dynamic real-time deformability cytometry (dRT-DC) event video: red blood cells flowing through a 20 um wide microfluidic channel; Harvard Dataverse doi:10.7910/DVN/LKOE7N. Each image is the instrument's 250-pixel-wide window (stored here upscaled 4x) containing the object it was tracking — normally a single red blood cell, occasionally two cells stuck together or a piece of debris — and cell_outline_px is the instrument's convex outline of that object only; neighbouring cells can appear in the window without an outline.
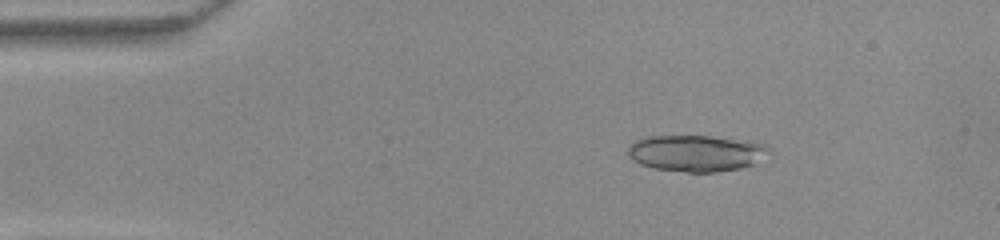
{"species": "common noctule bat (a hibernating species)", "species_latin": "Nyctalus noctula", "temperature_condition": "warm", "stored_images_in_passage": 50, "camera_frame_rate_fps": 3000, "um_per_image_px": 0.085, "animal": {"sex": "female", "body_mass_g": 22.0, "forearm_length_mm": 56.7}, "frame": {"image": 1, "passage_image": 8, "time_ms": 2.333, "image_size_px": [1000, 240], "cell_outline_px": [[772, 148], [756, 164], [740, 168], [716, 172], [688, 172], [656, 168], [640, 164], [632, 160], [628, 152], [628, 148], [636, 140], [648, 136], [712, 136], [752, 140], [764, 144]], "centroid_in_image_um": [59.23, 13.01], "position_along_channel_um": 25.8, "area_um2": 30.06}}